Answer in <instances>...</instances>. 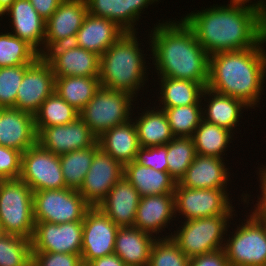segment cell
<instances>
[{
	"label": "cell",
	"mask_w": 266,
	"mask_h": 266,
	"mask_svg": "<svg viewBox=\"0 0 266 266\" xmlns=\"http://www.w3.org/2000/svg\"><path fill=\"white\" fill-rule=\"evenodd\" d=\"M0 222L5 234L32 239L33 191L24 181L7 179L0 183Z\"/></svg>",
	"instance_id": "cell-7"
},
{
	"label": "cell",
	"mask_w": 266,
	"mask_h": 266,
	"mask_svg": "<svg viewBox=\"0 0 266 266\" xmlns=\"http://www.w3.org/2000/svg\"><path fill=\"white\" fill-rule=\"evenodd\" d=\"M4 235H5V233H4V230H3L2 225H1V222H0V238L2 236H4Z\"/></svg>",
	"instance_id": "cell-54"
},
{
	"label": "cell",
	"mask_w": 266,
	"mask_h": 266,
	"mask_svg": "<svg viewBox=\"0 0 266 266\" xmlns=\"http://www.w3.org/2000/svg\"><path fill=\"white\" fill-rule=\"evenodd\" d=\"M228 5L243 7L253 10L264 19V4L265 0H228Z\"/></svg>",
	"instance_id": "cell-50"
},
{
	"label": "cell",
	"mask_w": 266,
	"mask_h": 266,
	"mask_svg": "<svg viewBox=\"0 0 266 266\" xmlns=\"http://www.w3.org/2000/svg\"><path fill=\"white\" fill-rule=\"evenodd\" d=\"M83 221L54 224L35 222L32 251L81 254Z\"/></svg>",
	"instance_id": "cell-14"
},
{
	"label": "cell",
	"mask_w": 266,
	"mask_h": 266,
	"mask_svg": "<svg viewBox=\"0 0 266 266\" xmlns=\"http://www.w3.org/2000/svg\"><path fill=\"white\" fill-rule=\"evenodd\" d=\"M36 144L34 115L15 108L0 107V145L23 153Z\"/></svg>",
	"instance_id": "cell-20"
},
{
	"label": "cell",
	"mask_w": 266,
	"mask_h": 266,
	"mask_svg": "<svg viewBox=\"0 0 266 266\" xmlns=\"http://www.w3.org/2000/svg\"><path fill=\"white\" fill-rule=\"evenodd\" d=\"M100 87L98 76L55 77L54 91L69 105L80 112Z\"/></svg>",
	"instance_id": "cell-32"
},
{
	"label": "cell",
	"mask_w": 266,
	"mask_h": 266,
	"mask_svg": "<svg viewBox=\"0 0 266 266\" xmlns=\"http://www.w3.org/2000/svg\"><path fill=\"white\" fill-rule=\"evenodd\" d=\"M54 88L55 76L52 67L37 59L24 73L14 108L34 115L54 92Z\"/></svg>",
	"instance_id": "cell-17"
},
{
	"label": "cell",
	"mask_w": 266,
	"mask_h": 266,
	"mask_svg": "<svg viewBox=\"0 0 266 266\" xmlns=\"http://www.w3.org/2000/svg\"><path fill=\"white\" fill-rule=\"evenodd\" d=\"M91 206L78 190H39L33 192L35 222L54 224L83 221Z\"/></svg>",
	"instance_id": "cell-10"
},
{
	"label": "cell",
	"mask_w": 266,
	"mask_h": 266,
	"mask_svg": "<svg viewBox=\"0 0 266 266\" xmlns=\"http://www.w3.org/2000/svg\"><path fill=\"white\" fill-rule=\"evenodd\" d=\"M31 240L5 234L0 238V266H31Z\"/></svg>",
	"instance_id": "cell-38"
},
{
	"label": "cell",
	"mask_w": 266,
	"mask_h": 266,
	"mask_svg": "<svg viewBox=\"0 0 266 266\" xmlns=\"http://www.w3.org/2000/svg\"><path fill=\"white\" fill-rule=\"evenodd\" d=\"M87 14L86 0H63L45 22L44 40H60L77 34Z\"/></svg>",
	"instance_id": "cell-27"
},
{
	"label": "cell",
	"mask_w": 266,
	"mask_h": 266,
	"mask_svg": "<svg viewBox=\"0 0 266 266\" xmlns=\"http://www.w3.org/2000/svg\"><path fill=\"white\" fill-rule=\"evenodd\" d=\"M99 148L96 142L92 147L83 148L60 155V163L66 187L79 190L85 175L92 164L95 151Z\"/></svg>",
	"instance_id": "cell-33"
},
{
	"label": "cell",
	"mask_w": 266,
	"mask_h": 266,
	"mask_svg": "<svg viewBox=\"0 0 266 266\" xmlns=\"http://www.w3.org/2000/svg\"><path fill=\"white\" fill-rule=\"evenodd\" d=\"M183 16L209 55L256 47L266 37V21L248 8L213 4Z\"/></svg>",
	"instance_id": "cell-1"
},
{
	"label": "cell",
	"mask_w": 266,
	"mask_h": 266,
	"mask_svg": "<svg viewBox=\"0 0 266 266\" xmlns=\"http://www.w3.org/2000/svg\"><path fill=\"white\" fill-rule=\"evenodd\" d=\"M123 176L141 197L174 193L177 184L168 171H158L135 161L124 165Z\"/></svg>",
	"instance_id": "cell-29"
},
{
	"label": "cell",
	"mask_w": 266,
	"mask_h": 266,
	"mask_svg": "<svg viewBox=\"0 0 266 266\" xmlns=\"http://www.w3.org/2000/svg\"><path fill=\"white\" fill-rule=\"evenodd\" d=\"M21 155L16 149L0 145V178L19 179L21 174Z\"/></svg>",
	"instance_id": "cell-46"
},
{
	"label": "cell",
	"mask_w": 266,
	"mask_h": 266,
	"mask_svg": "<svg viewBox=\"0 0 266 266\" xmlns=\"http://www.w3.org/2000/svg\"><path fill=\"white\" fill-rule=\"evenodd\" d=\"M146 103L148 102H143V109L142 105L141 107L138 106V101L137 107L135 106L134 109L140 108V110L138 109L136 110L137 112L132 113V119L137 129L139 145L140 147L166 145L174 136L165 112L155 105L151 106L149 104L147 105L148 107H145Z\"/></svg>",
	"instance_id": "cell-23"
},
{
	"label": "cell",
	"mask_w": 266,
	"mask_h": 266,
	"mask_svg": "<svg viewBox=\"0 0 266 266\" xmlns=\"http://www.w3.org/2000/svg\"><path fill=\"white\" fill-rule=\"evenodd\" d=\"M235 216L238 217L237 214H223L178 221L170 237L189 258L218 251L224 248L227 230Z\"/></svg>",
	"instance_id": "cell-5"
},
{
	"label": "cell",
	"mask_w": 266,
	"mask_h": 266,
	"mask_svg": "<svg viewBox=\"0 0 266 266\" xmlns=\"http://www.w3.org/2000/svg\"><path fill=\"white\" fill-rule=\"evenodd\" d=\"M138 33L125 32L100 56L99 66V80L102 88L127 92L137 100L140 95L144 97V94H141L144 89L146 92H150L146 83L149 82L148 76L151 75L149 74L151 62L149 63L147 60L151 61L150 38L149 35H146L147 38L139 39L142 36H139ZM143 44L149 45L148 48L146 47L147 51H150L149 55L144 52L146 50H143L145 47Z\"/></svg>",
	"instance_id": "cell-4"
},
{
	"label": "cell",
	"mask_w": 266,
	"mask_h": 266,
	"mask_svg": "<svg viewBox=\"0 0 266 266\" xmlns=\"http://www.w3.org/2000/svg\"><path fill=\"white\" fill-rule=\"evenodd\" d=\"M264 45L266 37L256 47L209 55L207 88L239 99L251 109L261 108L259 104L266 90Z\"/></svg>",
	"instance_id": "cell-3"
},
{
	"label": "cell",
	"mask_w": 266,
	"mask_h": 266,
	"mask_svg": "<svg viewBox=\"0 0 266 266\" xmlns=\"http://www.w3.org/2000/svg\"><path fill=\"white\" fill-rule=\"evenodd\" d=\"M31 64L0 68V107L14 108L18 88Z\"/></svg>",
	"instance_id": "cell-40"
},
{
	"label": "cell",
	"mask_w": 266,
	"mask_h": 266,
	"mask_svg": "<svg viewBox=\"0 0 266 266\" xmlns=\"http://www.w3.org/2000/svg\"><path fill=\"white\" fill-rule=\"evenodd\" d=\"M125 31L107 18L88 13L77 32L78 47L101 56Z\"/></svg>",
	"instance_id": "cell-24"
},
{
	"label": "cell",
	"mask_w": 266,
	"mask_h": 266,
	"mask_svg": "<svg viewBox=\"0 0 266 266\" xmlns=\"http://www.w3.org/2000/svg\"><path fill=\"white\" fill-rule=\"evenodd\" d=\"M154 236L136 227H119L115 237L114 253L127 266H148Z\"/></svg>",
	"instance_id": "cell-25"
},
{
	"label": "cell",
	"mask_w": 266,
	"mask_h": 266,
	"mask_svg": "<svg viewBox=\"0 0 266 266\" xmlns=\"http://www.w3.org/2000/svg\"><path fill=\"white\" fill-rule=\"evenodd\" d=\"M118 226L98 207H91L83 218L81 259L88 262L114 253Z\"/></svg>",
	"instance_id": "cell-12"
},
{
	"label": "cell",
	"mask_w": 266,
	"mask_h": 266,
	"mask_svg": "<svg viewBox=\"0 0 266 266\" xmlns=\"http://www.w3.org/2000/svg\"><path fill=\"white\" fill-rule=\"evenodd\" d=\"M10 33L26 41L37 52L45 39V20L34 9L29 0H15L5 11ZM7 16V17H6ZM12 27V28H11Z\"/></svg>",
	"instance_id": "cell-21"
},
{
	"label": "cell",
	"mask_w": 266,
	"mask_h": 266,
	"mask_svg": "<svg viewBox=\"0 0 266 266\" xmlns=\"http://www.w3.org/2000/svg\"><path fill=\"white\" fill-rule=\"evenodd\" d=\"M78 116L79 112L54 91L34 114L37 134L44 127L69 124Z\"/></svg>",
	"instance_id": "cell-34"
},
{
	"label": "cell",
	"mask_w": 266,
	"mask_h": 266,
	"mask_svg": "<svg viewBox=\"0 0 266 266\" xmlns=\"http://www.w3.org/2000/svg\"><path fill=\"white\" fill-rule=\"evenodd\" d=\"M15 0H0V6L6 11Z\"/></svg>",
	"instance_id": "cell-52"
},
{
	"label": "cell",
	"mask_w": 266,
	"mask_h": 266,
	"mask_svg": "<svg viewBox=\"0 0 266 266\" xmlns=\"http://www.w3.org/2000/svg\"><path fill=\"white\" fill-rule=\"evenodd\" d=\"M88 13L107 18L123 29V0H86Z\"/></svg>",
	"instance_id": "cell-41"
},
{
	"label": "cell",
	"mask_w": 266,
	"mask_h": 266,
	"mask_svg": "<svg viewBox=\"0 0 266 266\" xmlns=\"http://www.w3.org/2000/svg\"><path fill=\"white\" fill-rule=\"evenodd\" d=\"M245 214L239 224L232 219L230 224L236 228L229 225L227 230L223 249L228 262L230 266H266V223L250 211Z\"/></svg>",
	"instance_id": "cell-6"
},
{
	"label": "cell",
	"mask_w": 266,
	"mask_h": 266,
	"mask_svg": "<svg viewBox=\"0 0 266 266\" xmlns=\"http://www.w3.org/2000/svg\"><path fill=\"white\" fill-rule=\"evenodd\" d=\"M37 59L38 52L26 41L10 33L7 28L0 32V68L32 64Z\"/></svg>",
	"instance_id": "cell-35"
},
{
	"label": "cell",
	"mask_w": 266,
	"mask_h": 266,
	"mask_svg": "<svg viewBox=\"0 0 266 266\" xmlns=\"http://www.w3.org/2000/svg\"><path fill=\"white\" fill-rule=\"evenodd\" d=\"M201 100L203 120L225 128L236 136L241 132L240 120L245 118L244 112L251 109L243 101L217 93L207 87L203 90Z\"/></svg>",
	"instance_id": "cell-19"
},
{
	"label": "cell",
	"mask_w": 266,
	"mask_h": 266,
	"mask_svg": "<svg viewBox=\"0 0 266 266\" xmlns=\"http://www.w3.org/2000/svg\"><path fill=\"white\" fill-rule=\"evenodd\" d=\"M96 142L97 137L80 116L66 125L44 127L37 134V143L56 155L89 148Z\"/></svg>",
	"instance_id": "cell-16"
},
{
	"label": "cell",
	"mask_w": 266,
	"mask_h": 266,
	"mask_svg": "<svg viewBox=\"0 0 266 266\" xmlns=\"http://www.w3.org/2000/svg\"><path fill=\"white\" fill-rule=\"evenodd\" d=\"M189 260L171 237L157 238L152 244L148 266H189Z\"/></svg>",
	"instance_id": "cell-39"
},
{
	"label": "cell",
	"mask_w": 266,
	"mask_h": 266,
	"mask_svg": "<svg viewBox=\"0 0 266 266\" xmlns=\"http://www.w3.org/2000/svg\"><path fill=\"white\" fill-rule=\"evenodd\" d=\"M76 47H78V37L76 34L60 40H44L42 49L38 52V59L43 64L50 65L59 56Z\"/></svg>",
	"instance_id": "cell-44"
},
{
	"label": "cell",
	"mask_w": 266,
	"mask_h": 266,
	"mask_svg": "<svg viewBox=\"0 0 266 266\" xmlns=\"http://www.w3.org/2000/svg\"><path fill=\"white\" fill-rule=\"evenodd\" d=\"M3 17H5V11L3 8L0 6V21L3 22ZM1 22H0V27H1Z\"/></svg>",
	"instance_id": "cell-53"
},
{
	"label": "cell",
	"mask_w": 266,
	"mask_h": 266,
	"mask_svg": "<svg viewBox=\"0 0 266 266\" xmlns=\"http://www.w3.org/2000/svg\"><path fill=\"white\" fill-rule=\"evenodd\" d=\"M264 20L266 21V0H265V4H264Z\"/></svg>",
	"instance_id": "cell-55"
},
{
	"label": "cell",
	"mask_w": 266,
	"mask_h": 266,
	"mask_svg": "<svg viewBox=\"0 0 266 266\" xmlns=\"http://www.w3.org/2000/svg\"><path fill=\"white\" fill-rule=\"evenodd\" d=\"M189 266H230L224 249L191 257Z\"/></svg>",
	"instance_id": "cell-48"
},
{
	"label": "cell",
	"mask_w": 266,
	"mask_h": 266,
	"mask_svg": "<svg viewBox=\"0 0 266 266\" xmlns=\"http://www.w3.org/2000/svg\"><path fill=\"white\" fill-rule=\"evenodd\" d=\"M193 138L174 137L167 143V167L171 177L179 183L196 156Z\"/></svg>",
	"instance_id": "cell-36"
},
{
	"label": "cell",
	"mask_w": 266,
	"mask_h": 266,
	"mask_svg": "<svg viewBox=\"0 0 266 266\" xmlns=\"http://www.w3.org/2000/svg\"><path fill=\"white\" fill-rule=\"evenodd\" d=\"M158 21L148 30L151 66L155 68L152 71L158 77L189 80L207 87L209 54L197 41L193 30L181 17Z\"/></svg>",
	"instance_id": "cell-2"
},
{
	"label": "cell",
	"mask_w": 266,
	"mask_h": 266,
	"mask_svg": "<svg viewBox=\"0 0 266 266\" xmlns=\"http://www.w3.org/2000/svg\"><path fill=\"white\" fill-rule=\"evenodd\" d=\"M50 66L55 77H99L100 56L95 52L76 47L59 56Z\"/></svg>",
	"instance_id": "cell-30"
},
{
	"label": "cell",
	"mask_w": 266,
	"mask_h": 266,
	"mask_svg": "<svg viewBox=\"0 0 266 266\" xmlns=\"http://www.w3.org/2000/svg\"><path fill=\"white\" fill-rule=\"evenodd\" d=\"M134 103L136 105L138 100L127 92L100 87L79 116L98 138L103 132L132 119Z\"/></svg>",
	"instance_id": "cell-8"
},
{
	"label": "cell",
	"mask_w": 266,
	"mask_h": 266,
	"mask_svg": "<svg viewBox=\"0 0 266 266\" xmlns=\"http://www.w3.org/2000/svg\"><path fill=\"white\" fill-rule=\"evenodd\" d=\"M31 266H83L81 254L32 251Z\"/></svg>",
	"instance_id": "cell-43"
},
{
	"label": "cell",
	"mask_w": 266,
	"mask_h": 266,
	"mask_svg": "<svg viewBox=\"0 0 266 266\" xmlns=\"http://www.w3.org/2000/svg\"><path fill=\"white\" fill-rule=\"evenodd\" d=\"M173 194L177 221L238 212L230 197L233 193L225 189H190L177 183Z\"/></svg>",
	"instance_id": "cell-9"
},
{
	"label": "cell",
	"mask_w": 266,
	"mask_h": 266,
	"mask_svg": "<svg viewBox=\"0 0 266 266\" xmlns=\"http://www.w3.org/2000/svg\"><path fill=\"white\" fill-rule=\"evenodd\" d=\"M99 147L123 166L135 161L140 148L136 125L133 119L103 132L98 138Z\"/></svg>",
	"instance_id": "cell-26"
},
{
	"label": "cell",
	"mask_w": 266,
	"mask_h": 266,
	"mask_svg": "<svg viewBox=\"0 0 266 266\" xmlns=\"http://www.w3.org/2000/svg\"><path fill=\"white\" fill-rule=\"evenodd\" d=\"M258 166L256 169V172L258 177H256L258 180L259 185V194L257 196L256 203L253 205V207H250L251 209H247L250 211L256 218H258L260 221L266 223V163L263 165Z\"/></svg>",
	"instance_id": "cell-47"
},
{
	"label": "cell",
	"mask_w": 266,
	"mask_h": 266,
	"mask_svg": "<svg viewBox=\"0 0 266 266\" xmlns=\"http://www.w3.org/2000/svg\"><path fill=\"white\" fill-rule=\"evenodd\" d=\"M141 196L123 176L97 206L118 227H133Z\"/></svg>",
	"instance_id": "cell-22"
},
{
	"label": "cell",
	"mask_w": 266,
	"mask_h": 266,
	"mask_svg": "<svg viewBox=\"0 0 266 266\" xmlns=\"http://www.w3.org/2000/svg\"><path fill=\"white\" fill-rule=\"evenodd\" d=\"M166 118L174 137H193L203 120L202 104L165 108Z\"/></svg>",
	"instance_id": "cell-37"
},
{
	"label": "cell",
	"mask_w": 266,
	"mask_h": 266,
	"mask_svg": "<svg viewBox=\"0 0 266 266\" xmlns=\"http://www.w3.org/2000/svg\"><path fill=\"white\" fill-rule=\"evenodd\" d=\"M228 161L219 157L196 155L179 184L190 189L215 188L225 189L228 193H231L228 188L231 186V182L235 181L230 178L231 172L229 171L232 168L228 166V164L230 165ZM227 185L229 186L227 187Z\"/></svg>",
	"instance_id": "cell-18"
},
{
	"label": "cell",
	"mask_w": 266,
	"mask_h": 266,
	"mask_svg": "<svg viewBox=\"0 0 266 266\" xmlns=\"http://www.w3.org/2000/svg\"><path fill=\"white\" fill-rule=\"evenodd\" d=\"M38 14L47 21L63 0H29Z\"/></svg>",
	"instance_id": "cell-49"
},
{
	"label": "cell",
	"mask_w": 266,
	"mask_h": 266,
	"mask_svg": "<svg viewBox=\"0 0 266 266\" xmlns=\"http://www.w3.org/2000/svg\"><path fill=\"white\" fill-rule=\"evenodd\" d=\"M123 174L124 166L99 147L78 191L91 207H97Z\"/></svg>",
	"instance_id": "cell-13"
},
{
	"label": "cell",
	"mask_w": 266,
	"mask_h": 266,
	"mask_svg": "<svg viewBox=\"0 0 266 266\" xmlns=\"http://www.w3.org/2000/svg\"><path fill=\"white\" fill-rule=\"evenodd\" d=\"M85 266H127L115 253L94 259Z\"/></svg>",
	"instance_id": "cell-51"
},
{
	"label": "cell",
	"mask_w": 266,
	"mask_h": 266,
	"mask_svg": "<svg viewBox=\"0 0 266 266\" xmlns=\"http://www.w3.org/2000/svg\"><path fill=\"white\" fill-rule=\"evenodd\" d=\"M192 138L197 155L226 159V152L232 147L230 143L233 144L238 137L225 128L202 120Z\"/></svg>",
	"instance_id": "cell-31"
},
{
	"label": "cell",
	"mask_w": 266,
	"mask_h": 266,
	"mask_svg": "<svg viewBox=\"0 0 266 266\" xmlns=\"http://www.w3.org/2000/svg\"><path fill=\"white\" fill-rule=\"evenodd\" d=\"M159 1L162 2L161 0H123V30L125 32H138L137 25L141 23L139 22L141 17L144 18L142 14L152 4L155 6L158 2V5Z\"/></svg>",
	"instance_id": "cell-42"
},
{
	"label": "cell",
	"mask_w": 266,
	"mask_h": 266,
	"mask_svg": "<svg viewBox=\"0 0 266 266\" xmlns=\"http://www.w3.org/2000/svg\"><path fill=\"white\" fill-rule=\"evenodd\" d=\"M155 82H158V89L154 92L156 95L155 102L157 108L164 110L165 108H172L178 106H186L192 104H201V97L205 89L201 84L189 80L158 77ZM158 101V103L156 102ZM159 105H157V104Z\"/></svg>",
	"instance_id": "cell-28"
},
{
	"label": "cell",
	"mask_w": 266,
	"mask_h": 266,
	"mask_svg": "<svg viewBox=\"0 0 266 266\" xmlns=\"http://www.w3.org/2000/svg\"><path fill=\"white\" fill-rule=\"evenodd\" d=\"M173 221L177 222L173 193L149 195L140 198L134 227L151 234L156 239L168 238L172 234L170 233L171 230H174L172 227L176 224ZM166 228L169 230L168 233Z\"/></svg>",
	"instance_id": "cell-15"
},
{
	"label": "cell",
	"mask_w": 266,
	"mask_h": 266,
	"mask_svg": "<svg viewBox=\"0 0 266 266\" xmlns=\"http://www.w3.org/2000/svg\"><path fill=\"white\" fill-rule=\"evenodd\" d=\"M167 144L153 147H140L135 162L158 171H168Z\"/></svg>",
	"instance_id": "cell-45"
},
{
	"label": "cell",
	"mask_w": 266,
	"mask_h": 266,
	"mask_svg": "<svg viewBox=\"0 0 266 266\" xmlns=\"http://www.w3.org/2000/svg\"><path fill=\"white\" fill-rule=\"evenodd\" d=\"M19 179L27 183L33 192L67 188L60 155L45 150L38 143L22 153Z\"/></svg>",
	"instance_id": "cell-11"
}]
</instances>
